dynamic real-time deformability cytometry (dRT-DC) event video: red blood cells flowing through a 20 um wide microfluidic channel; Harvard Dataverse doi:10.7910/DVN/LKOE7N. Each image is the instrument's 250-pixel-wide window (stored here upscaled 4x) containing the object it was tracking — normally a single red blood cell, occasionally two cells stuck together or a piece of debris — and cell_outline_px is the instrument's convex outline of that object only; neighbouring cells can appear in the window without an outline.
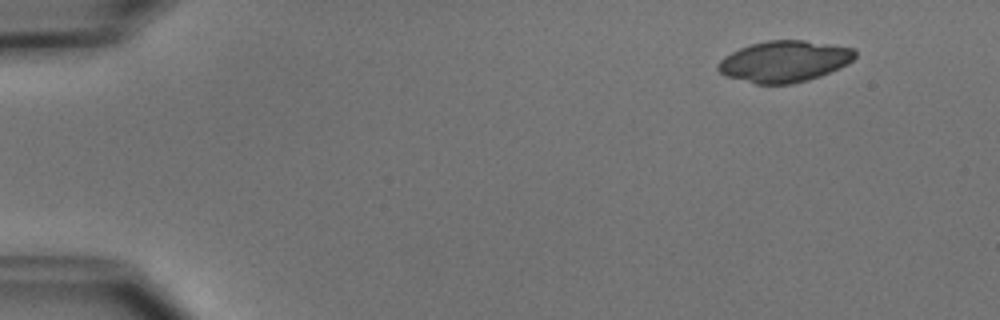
{"species": "common noctule bat (a hibernating species)", "species_latin": "Nyctalus noctula", "temperature_condition": "cold", "stored_images_in_passage": 5, "camera_frame_rate_fps": 3000, "um_per_image_px": 0.085, "animal": {"sex": "male", "body_mass_g": 15.6}, "frame": {"image": 1, "passage_image": 1, "time_ms": 0.0, "image_size_px": [1000, 320], "cell_outline_px": [[856, 56], [848, 64], [840, 68], [820, 76], [808, 80], [792, 84], [756, 84], [728, 76], [720, 72], [716, 68], [716, 64], [724, 56], [740, 48], [752, 44], [768, 40], [804, 40], [852, 48], [856, 52]], "centroid_in_image_um": [66.67, 5.22], "position_along_channel_um": 18.3, "area_um2": 32.83}}